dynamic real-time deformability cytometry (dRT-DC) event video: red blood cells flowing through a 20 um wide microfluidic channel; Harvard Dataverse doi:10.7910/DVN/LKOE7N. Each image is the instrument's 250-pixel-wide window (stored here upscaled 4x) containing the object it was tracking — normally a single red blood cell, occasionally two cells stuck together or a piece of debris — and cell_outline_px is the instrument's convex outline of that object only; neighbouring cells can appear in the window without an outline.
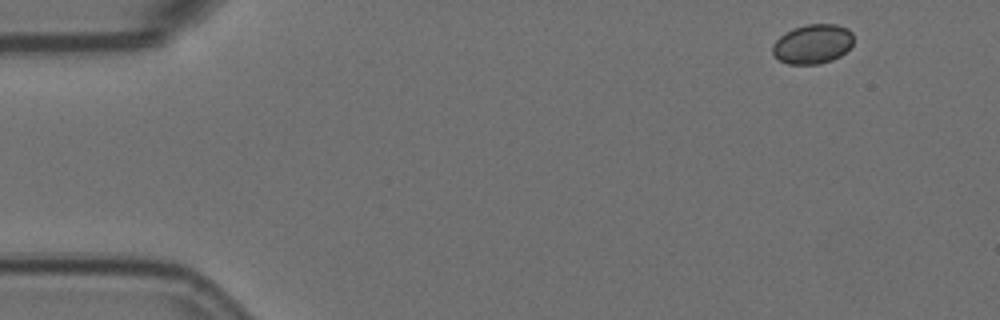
{"species": "Egyptian fruit bat (a non-hibernating species)", "species_latin": "Rousettus aegyptiacus", "temperature_condition": "room temperature", "stored_images_in_passage": 5, "camera_frame_rate_fps": 3000, "um_per_image_px": 0.085, "animal": {"sex": "female"}, "frame": {"image": 1, "passage_image": 1, "time_ms": 0.0, "image_size_px": [1000, 320], "cell_outline_px": [[852, 44], [840, 56], [832, 60], [816, 64], [788, 64], [780, 60], [772, 52], [772, 44], [784, 32], [792, 28], [804, 24], [836, 24], [848, 28], [852, 32]], "centroid_in_image_um": [69.05, 3.72], "position_along_channel_um": 15.9, "area_um2": 18.67}}
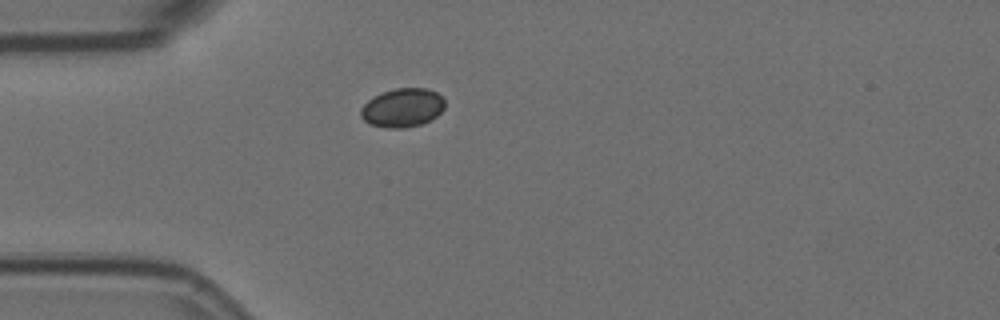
{"frame": {"image": 2, "passage_image": 4, "time_ms": 1.0, "image_size_px": [1000, 320], "cell_outline_px": [[444, 108], [432, 120], [420, 124], [404, 128], [388, 128], [368, 124], [360, 116], [360, 108], [368, 100], [384, 92], [396, 88], [428, 88], [436, 92], [444, 100]], "centroid_in_image_um": [34.2, 9.17], "position_along_channel_um": 50.8, "area_um2": 18.96}}